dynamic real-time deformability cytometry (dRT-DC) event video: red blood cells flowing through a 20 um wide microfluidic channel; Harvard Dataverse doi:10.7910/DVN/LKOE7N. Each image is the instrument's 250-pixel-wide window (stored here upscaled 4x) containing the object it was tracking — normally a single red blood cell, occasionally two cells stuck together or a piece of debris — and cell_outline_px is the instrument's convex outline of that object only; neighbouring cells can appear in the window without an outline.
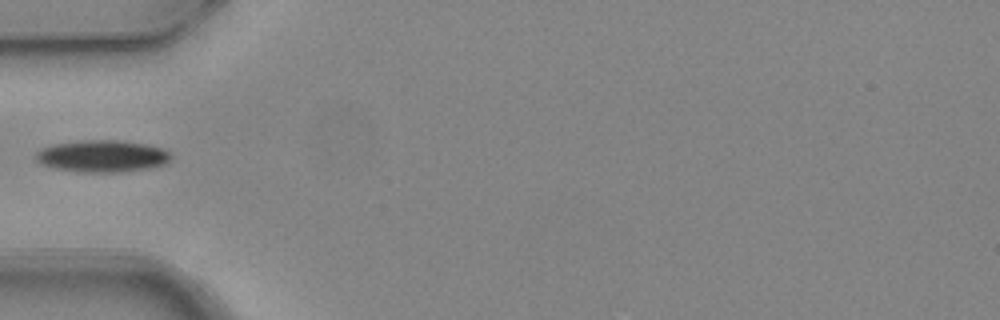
{"species": "common noctule bat (a hibernating species)", "species_latin": "Nyctalus noctula", "temperature_condition": "warm", "stored_images_in_passage": 6, "camera_frame_rate_fps": 3000, "um_per_image_px": 0.085, "animal": {"sex": "female", "body_mass_g": 24.6, "forearm_length_mm": 56.2}, "frame": {"image": 1, "passage_image": 6, "time_ms": 1.667, "image_size_px": [1000, 320], "cell_outline_px": [[172, 160], [168, 164], [148, 168], [120, 172], [80, 172], [56, 168], [40, 164], [36, 160], [36, 152], [40, 148], [56, 144], [84, 140], [124, 140], [148, 144], [160, 148], [168, 152], [172, 156]], "centroid_in_image_um": [8.72, 13.27], "position_along_channel_um": 76.3, "area_um2": 25.32}}